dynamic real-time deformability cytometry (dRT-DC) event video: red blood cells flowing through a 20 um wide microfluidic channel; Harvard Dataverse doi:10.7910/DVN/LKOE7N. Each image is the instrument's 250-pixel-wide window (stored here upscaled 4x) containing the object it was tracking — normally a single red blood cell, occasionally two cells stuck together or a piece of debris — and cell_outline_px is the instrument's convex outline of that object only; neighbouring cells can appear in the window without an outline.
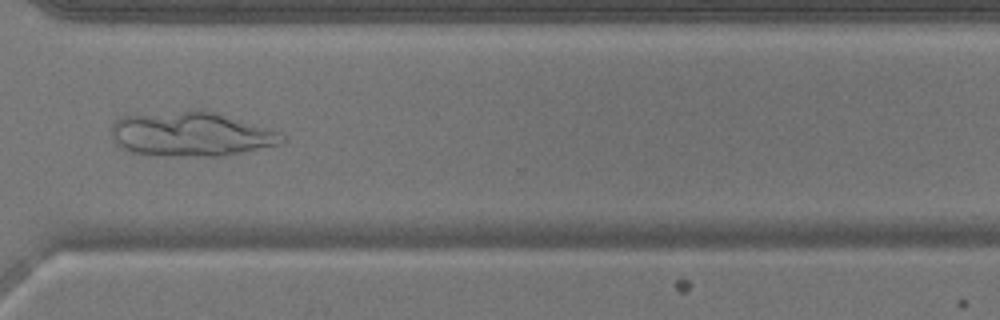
{"species": "common noctule bat (a hibernating species)", "species_latin": "Nyctalus noctula", "temperature_condition": "warm", "stored_images_in_passage": 47, "camera_frame_rate_fps": 3000, "um_per_image_px": 0.085, "animal": {"sex": "male", "body_mass_g": 17.9}, "frame": {"image": 1, "passage_image": 35, "time_ms": 11.333, "image_size_px": [1000, 320], "cell_outline_px": [[284, 140], [280, 144], [224, 156], [156, 156], [132, 152], [120, 148], [112, 140], [112, 124], [120, 116], [128, 112], [200, 108], [204, 108], [280, 132], [284, 136]], "centroid_in_image_um": [16.13, 11.35], "position_along_channel_um": 354.5, "area_um2": 45.84}}
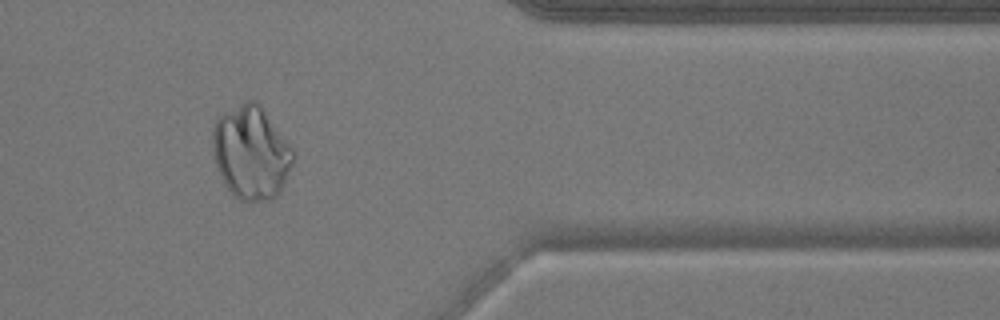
{"frame": {"image": 2, "passage_image": 39, "time_ms": 12.667, "image_size_px": [1000, 320], "cell_outline_px": [[292, 164], [280, 192], [272, 200], [240, 200], [228, 188], [220, 176], [216, 164], [212, 148], [212, 132], [216, 120], [224, 112], [244, 100], [256, 100], [260, 104], [292, 148]], "centroid_in_image_um": [21.32, 12.94], "position_along_channel_um": 390.1, "area_um2": 43.35}}
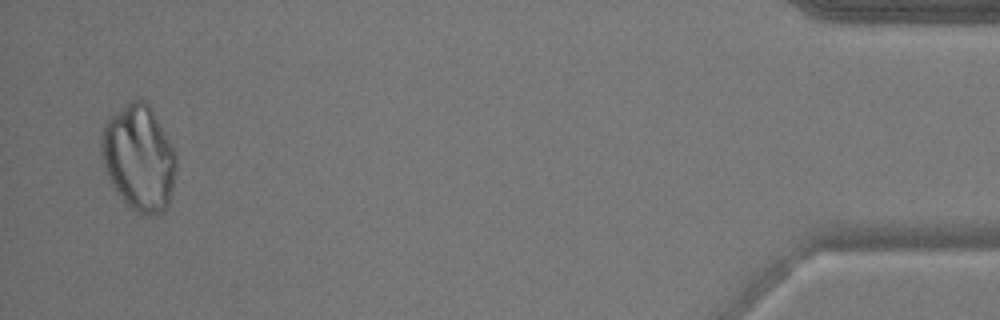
{"frame": {"image": 3, "passage_image": 46, "time_ms": 15.0, "image_size_px": [1000, 320], "cell_outline_px": [[176, 168], [172, 192], [168, 204], [156, 216], [140, 212], [132, 208], [120, 196], [112, 184], [104, 168], [100, 152], [100, 140], [104, 124], [108, 116], [132, 96], [144, 100], [148, 104], [164, 132], [176, 156]], "centroid_in_image_um": [11.77, 13.35], "position_along_channel_um": 423.4, "area_um2": 46.07}}